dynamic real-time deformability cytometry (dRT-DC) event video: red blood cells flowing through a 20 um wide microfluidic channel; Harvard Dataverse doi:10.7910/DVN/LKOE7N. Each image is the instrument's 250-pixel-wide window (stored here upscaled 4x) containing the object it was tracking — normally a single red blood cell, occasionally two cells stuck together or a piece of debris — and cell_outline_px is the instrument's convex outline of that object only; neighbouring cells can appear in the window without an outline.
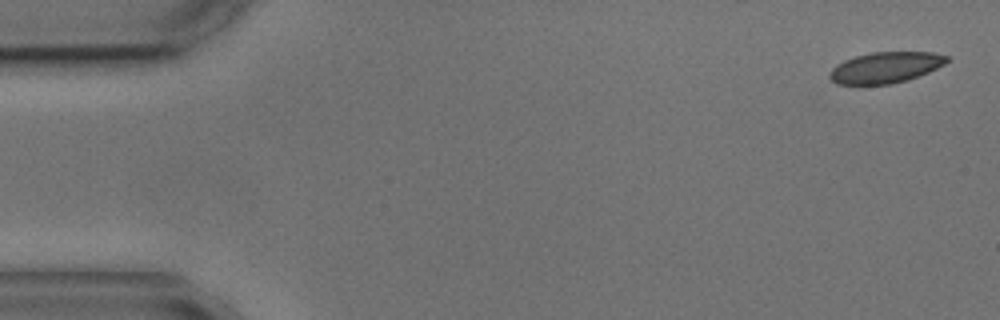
{"species": "common noctule bat (a hibernating species)", "species_latin": "Nyctalus noctula", "temperature_condition": "cold", "stored_images_in_passage": 4, "camera_frame_rate_fps": 3000, "um_per_image_px": 0.085, "animal": {"sex": "male", "body_mass_g": 17.9, "forearm_length_mm": 54.2}, "frame": {"image": 1, "passage_image": 1, "time_ms": 0.0, "image_size_px": [1000, 320], "cell_outline_px": [[948, 60], [944, 64], [928, 72], [908, 80], [892, 84], [836, 84], [828, 76], [832, 68], [844, 60], [856, 56], [872, 52], [932, 52], [948, 56]], "centroid_in_image_um": [75.26, 5.74], "position_along_channel_um": 9.7, "area_um2": 21.04}}